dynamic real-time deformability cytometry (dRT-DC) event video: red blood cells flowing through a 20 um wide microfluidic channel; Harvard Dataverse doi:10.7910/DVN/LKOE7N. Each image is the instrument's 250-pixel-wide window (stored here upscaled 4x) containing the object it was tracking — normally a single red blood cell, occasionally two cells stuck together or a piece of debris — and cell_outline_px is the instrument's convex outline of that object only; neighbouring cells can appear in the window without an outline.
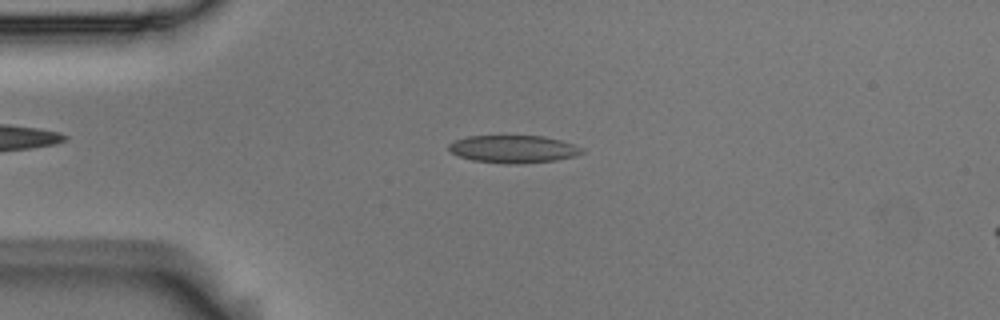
{"species": "Egyptian fruit bat (a non-hibernating species)", "species_latin": "Rousettus aegyptiacus", "temperature_condition": "room temperature", "stored_images_in_passage": 42, "camera_frame_rate_fps": 3000, "um_per_image_px": 0.085, "animal": {"sex": "male"}, "frame": {"image": 1, "passage_image": 1, "time_ms": 0.0, "image_size_px": [1000, 320], "cell_outline_px": [[584, 152], [576, 156], [556, 160], [472, 160], [460, 156], [452, 152], [448, 148], [448, 144], [456, 140], [468, 136], [544, 136], [560, 140], [572, 144], [580, 148]], "centroid_in_image_um": [43.63, 12.6], "position_along_channel_um": 41.4, "area_um2": 19.88}}
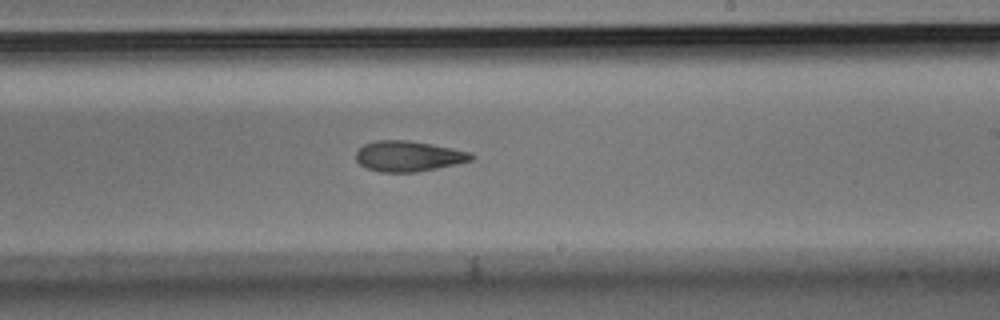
{"frame": {"image": 2, "passage_image": 20, "time_ms": 6.333, "image_size_px": [1000, 320], "cell_outline_px": [[476, 156], [472, 160], [456, 164], [416, 172], [380, 172], [368, 168], [360, 164], [356, 160], [356, 152], [364, 144], [376, 140], [408, 140], [432, 144], [472, 152]], "centroid_in_image_um": [34.74, 13.27], "position_along_channel_um": 254.3, "area_um2": 20.52}}
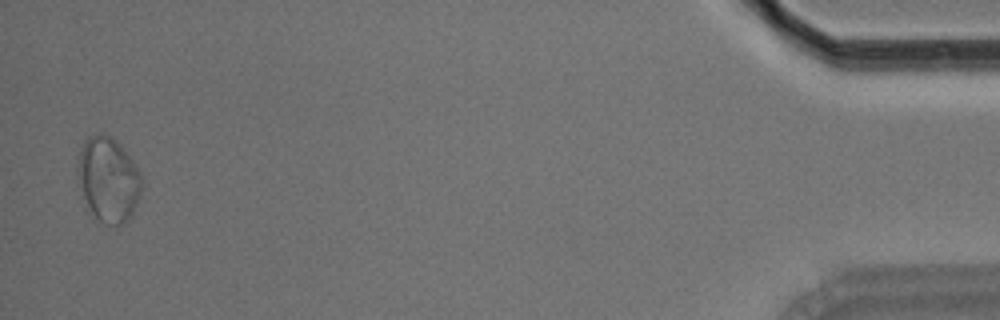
{"frame": {"image": 3, "passage_image": 41, "time_ms": 13.333, "image_size_px": [1000, 320], "cell_outline_px": [[144, 180], [132, 216], [124, 224], [116, 228], [112, 228], [104, 224], [92, 212], [76, 184], [76, 168], [80, 148], [84, 140], [88, 136], [100, 132], [108, 136], [120, 144], [132, 160], [140, 172]], "centroid_in_image_um": [9.19, 15.28], "position_along_channel_um": 426.0, "area_um2": 32.31}, "authors_computed_cell_mechanics": {"area_um2": 21.2126, "velocity_mm_per_s": 3.7071, "shape_relaxation_time_tau1_ms": null, "shape_relaxation_time_tau2_ms": 2.9776, "deformation_change_tau1": null, "deformation_change_tau2": 0.0803}}